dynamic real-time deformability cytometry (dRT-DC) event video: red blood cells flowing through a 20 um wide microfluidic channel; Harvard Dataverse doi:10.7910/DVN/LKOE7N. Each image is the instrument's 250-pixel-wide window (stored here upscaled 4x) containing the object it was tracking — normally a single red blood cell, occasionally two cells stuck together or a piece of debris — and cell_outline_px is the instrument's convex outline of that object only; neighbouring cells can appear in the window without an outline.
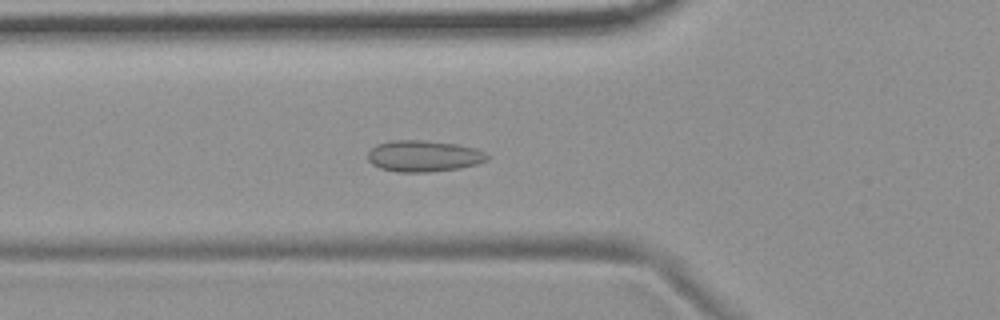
{"species": "common noctule bat (a hibernating species)", "species_latin": "Nyctalus noctula", "temperature_condition": "room temperature", "stored_images_in_passage": 54, "camera_frame_rate_fps": 3000, "um_per_image_px": 0.085, "animal": {"sex": "female", "body_mass_g": 19.9}, "frame": {"image": 1, "passage_image": 19, "time_ms": 6.0, "image_size_px": [1000, 320], "cell_outline_px": [[488, 160], [476, 164], [460, 168], [428, 172], [396, 172], [380, 168], [372, 164], [368, 160], [368, 152], [376, 144], [392, 140], [424, 140], [456, 144], [476, 148], [484, 152], [488, 156]], "centroid_in_image_um": [35.99, 13.26], "position_along_channel_um": 89.8, "area_um2": 21.85}}
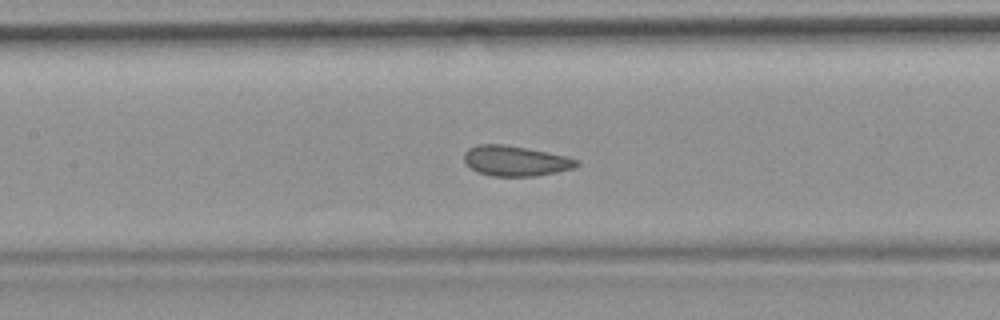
{"frame": {"image": 2, "passage_image": 25, "time_ms": 8.0, "image_size_px": [1000, 320], "cell_outline_px": [[580, 164], [576, 168], [536, 176], [492, 176], [480, 172], [472, 168], [464, 160], [464, 152], [468, 148], [476, 144], [504, 144], [548, 152], [568, 156], [580, 160]], "centroid_in_image_um": [43.87, 13.66], "position_along_channel_um": 163.5, "area_um2": 19.94}}
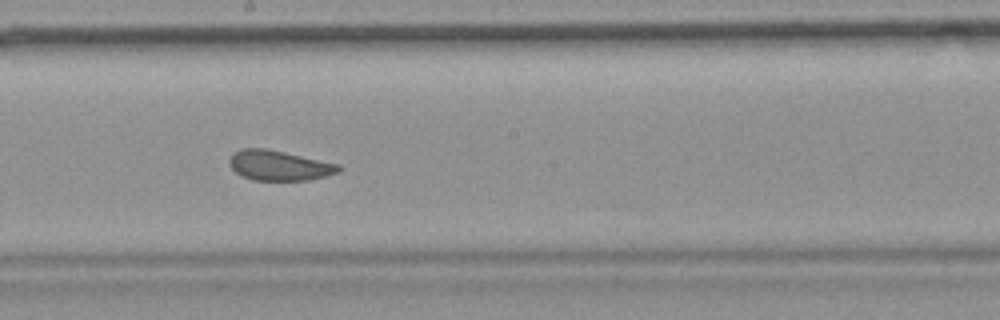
{"frame": {"image": 3, "passage_image": 30, "time_ms": 9.667, "image_size_px": [1000, 320], "cell_outline_px": [[340, 172], [308, 180], [252, 180], [240, 176], [228, 164], [228, 160], [232, 152], [240, 148], [264, 148], [284, 152], [340, 164]], "centroid_in_image_um": [23.67, 14.06], "position_along_channel_um": 224.5, "area_um2": 19.25}, "authors_computed_cell_mechanics": {"area_um2": 20.7502, "velocity_mm_per_s": 3.6841, "shape_relaxation_time_tau1_ms": null, "shape_relaxation_time_tau2_ms": 1.3239, "deformation_change_tau1": null, "deformation_change_tau2": 0.0698}}